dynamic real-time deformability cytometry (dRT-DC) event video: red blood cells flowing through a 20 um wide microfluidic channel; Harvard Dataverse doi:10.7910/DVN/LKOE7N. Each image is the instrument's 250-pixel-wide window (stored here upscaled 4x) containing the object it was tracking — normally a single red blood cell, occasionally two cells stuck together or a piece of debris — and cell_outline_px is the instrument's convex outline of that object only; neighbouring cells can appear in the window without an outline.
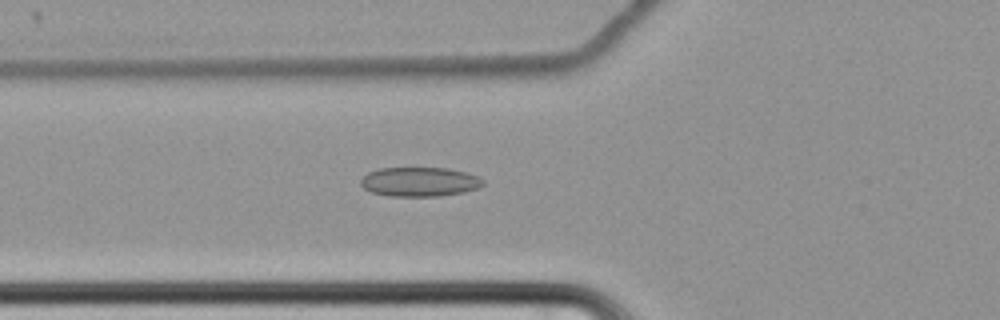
{"species": "common noctule bat (a hibernating species)", "species_latin": "Nyctalus noctula", "temperature_condition": "cold", "stored_images_in_passage": 64, "camera_frame_rate_fps": 3000, "um_per_image_px": 0.085, "animal": {"sex": "female", "body_mass_g": 22.7, "forearm_length_mm": 54.2}, "frame": {"image": 1, "passage_image": 27, "time_ms": 8.667, "image_size_px": [1000, 320], "cell_outline_px": [[484, 184], [476, 188], [464, 192], [436, 196], [388, 196], [372, 192], [364, 188], [360, 184], [360, 180], [368, 172], [380, 168], [448, 168], [480, 176], [484, 180]], "centroid_in_image_um": [35.66, 15.45], "position_along_channel_um": 90.1, "area_um2": 20.87}}
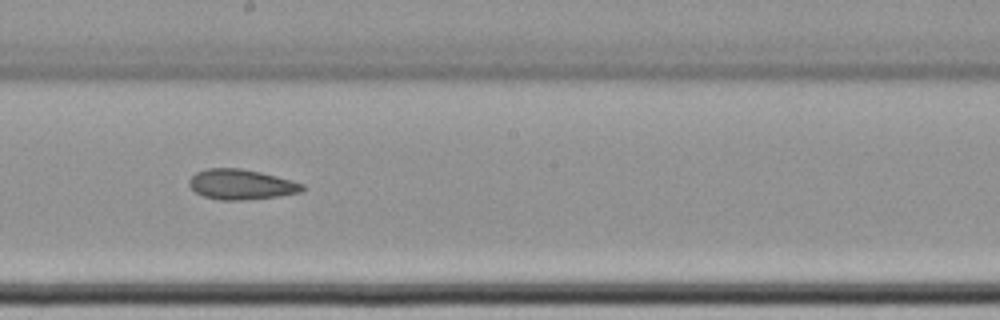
{"frame": {"image": 2, "passage_image": 39, "time_ms": 12.667, "image_size_px": [1000, 320], "cell_outline_px": [[304, 188], [300, 192], [280, 196], [240, 200], [220, 200], [204, 196], [196, 192], [188, 184], [188, 180], [196, 172], [208, 168], [240, 168], [260, 172], [276, 176], [304, 184]], "centroid_in_image_um": [20.48, 15.67], "position_along_channel_um": 227.7, "area_um2": 19.77}}
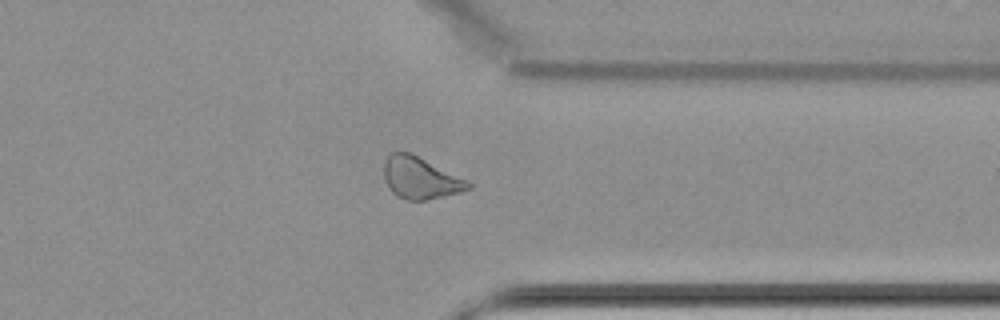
{"frame": {"image": 3, "passage_image": 52, "time_ms": 17.0, "image_size_px": [1000, 320], "cell_outline_px": [[472, 188], [460, 192], [444, 196], [424, 200], [408, 200], [396, 196], [392, 192], [384, 180], [384, 160], [392, 152], [412, 152], [472, 184]], "centroid_in_image_um": [35.68, 15.12], "position_along_channel_um": 375.7, "area_um2": 20.35}, "authors_computed_cell_mechanics": {"area_um2": 22.0507, "velocity_mm_per_s": 3.4387, "shape_relaxation_time_tau1_ms": null, "shape_relaxation_time_tau2_ms": 4.4263, "deformation_change_tau1": null, "deformation_change_tau2": 0.1022}}